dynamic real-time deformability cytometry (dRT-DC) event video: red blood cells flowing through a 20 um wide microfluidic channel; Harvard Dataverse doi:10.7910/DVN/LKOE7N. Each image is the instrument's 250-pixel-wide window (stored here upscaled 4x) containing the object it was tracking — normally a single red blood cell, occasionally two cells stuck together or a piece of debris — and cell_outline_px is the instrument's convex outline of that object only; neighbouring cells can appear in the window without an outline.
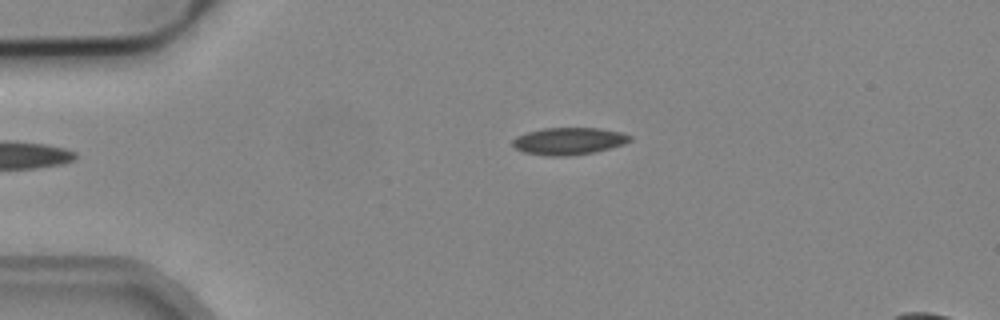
{"species": "common noctule bat (a hibernating species)", "species_latin": "Nyctalus noctula", "temperature_condition": "cold", "stored_images_in_passage": 2, "camera_frame_rate_fps": 3000, "um_per_image_px": 0.085, "animal": {"sex": "male", "body_mass_g": 19.2, "forearm_length_mm": 51.8}, "frame": {"image": 1, "passage_image": 2, "time_ms": 0.333, "image_size_px": [1000, 320], "cell_outline_px": [[632, 140], [624, 144], [592, 152], [568, 156], [548, 156], [524, 152], [516, 148], [512, 144], [512, 140], [516, 136], [540, 128], [600, 128], [620, 132], [632, 136]], "centroid_in_image_um": [48.33, 11.98], "position_along_channel_um": 36.7, "area_um2": 18.5}}